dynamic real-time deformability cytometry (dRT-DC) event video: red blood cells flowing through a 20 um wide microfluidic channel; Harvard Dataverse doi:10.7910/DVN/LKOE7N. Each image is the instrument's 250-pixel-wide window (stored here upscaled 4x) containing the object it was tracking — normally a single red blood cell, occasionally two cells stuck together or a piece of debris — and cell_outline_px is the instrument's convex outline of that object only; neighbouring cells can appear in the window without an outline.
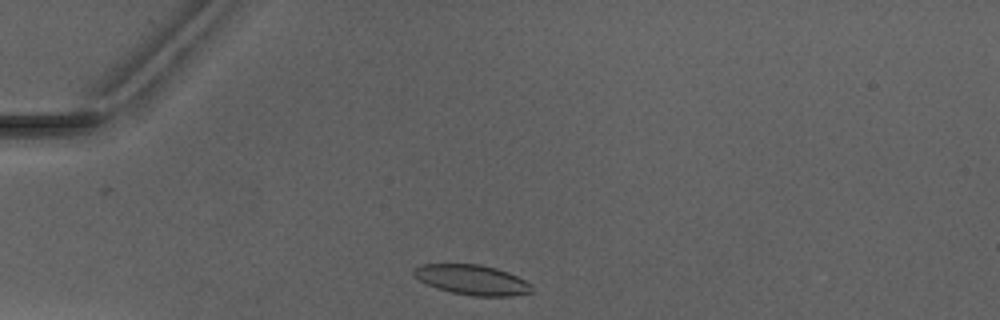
{"species": "Egyptian fruit bat (a non-hibernating species)", "species_latin": "Rousettus aegyptiacus", "temperature_condition": "warm", "stored_images_in_passage": 4, "camera_frame_rate_fps": 3000, "um_per_image_px": 0.085, "animal": {"sex": "male"}, "frame": {"image": 1, "passage_image": 1, "time_ms": 0.0, "image_size_px": [1000, 320], "cell_outline_px": [[532, 292], [512, 296], [472, 296], [452, 292], [436, 288], [420, 280], [412, 272], [412, 268], [420, 264], [480, 264], [496, 268], [508, 272], [532, 284]], "centroid_in_image_um": [40.13, 23.78], "position_along_channel_um": 44.9, "area_um2": 20.63}}
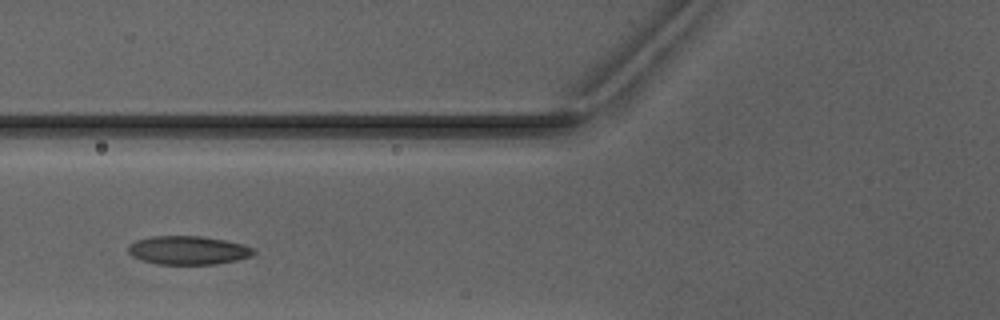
{"frame": {"image": 2, "passage_image": 3, "time_ms": 2.333, "image_size_px": [1000, 320], "cell_outline_px": [[256, 252], [252, 256], [236, 260], [216, 264], [156, 264], [140, 260], [132, 256], [128, 252], [128, 244], [136, 240], [152, 236], [204, 236], [244, 244], [256, 248]], "centroid_in_image_um": [16.0, 21.27], "position_along_channel_um": 109.8, "area_um2": 21.15}}
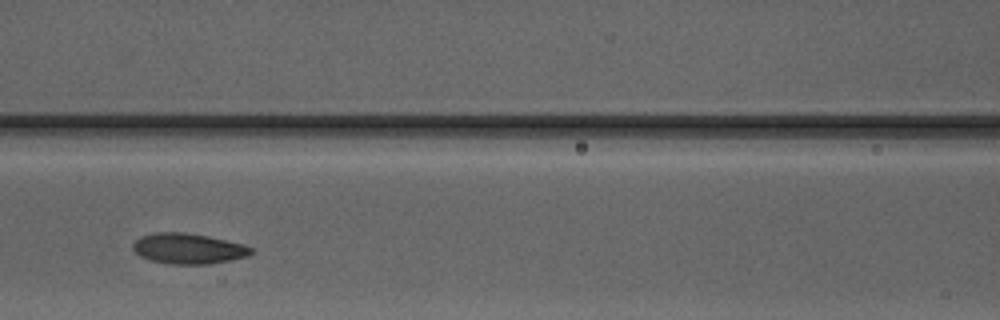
{"frame": {"image": 3, "passage_image": 4, "time_ms": 3.333, "image_size_px": [1000, 320], "cell_outline_px": [[252, 252], [248, 256], [208, 264], [172, 264], [152, 260], [140, 256], [132, 248], [132, 244], [140, 236], [156, 232], [184, 232], [208, 236], [244, 244], [252, 248]], "centroid_in_image_um": [15.99, 21.12], "position_along_channel_um": 150.6, "area_um2": 20.87}}